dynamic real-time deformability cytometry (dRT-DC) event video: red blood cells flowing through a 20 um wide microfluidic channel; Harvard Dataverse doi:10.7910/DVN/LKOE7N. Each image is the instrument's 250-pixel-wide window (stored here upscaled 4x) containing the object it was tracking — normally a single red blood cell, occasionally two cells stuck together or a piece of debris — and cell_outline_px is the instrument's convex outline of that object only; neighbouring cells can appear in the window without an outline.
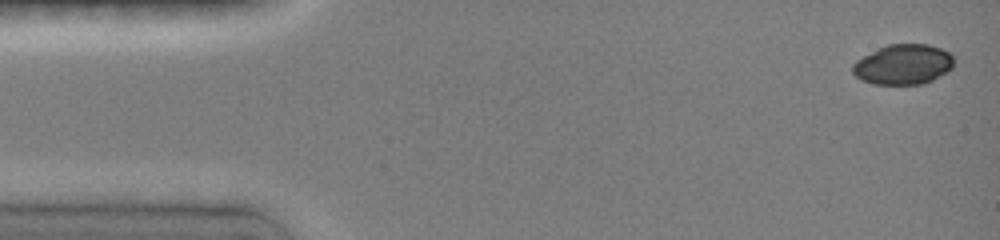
{"species": "common noctule bat (a hibernating species)", "species_latin": "Nyctalus noctula", "temperature_condition": "room temperature", "stored_images_in_passage": 12, "camera_frame_rate_fps": 3000, "um_per_image_px": 0.085, "animal": {"sex": "female", "body_mass_g": 19.0, "forearm_length_mm": 51.5}, "frame": {"image": 1, "passage_image": 1, "time_ms": 0.0, "image_size_px": [1000, 240], "cell_outline_px": [[952, 68], [932, 80], [924, 84], [872, 84], [860, 80], [852, 72], [852, 64], [856, 60], [888, 44], [928, 44], [940, 48], [948, 52], [952, 56]], "centroid_in_image_um": [76.74, 5.49], "position_along_channel_um": 8.3, "area_um2": 23.52}}
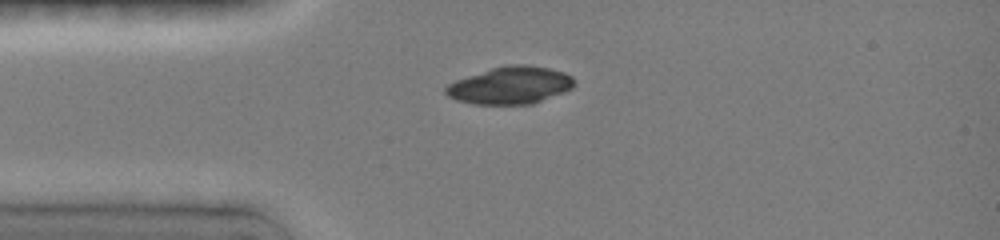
{"frame": {"image": 2, "passage_image": 11, "time_ms": 3.333, "image_size_px": [1000, 240], "cell_outline_px": [[572, 88], [564, 92], [532, 104], [472, 104], [456, 100], [448, 96], [444, 92], [444, 88], [448, 84], [456, 80], [492, 68], [512, 64], [520, 64], [548, 68], [564, 72], [572, 76]], "centroid_in_image_um": [43.35, 7.26], "position_along_channel_um": 41.7, "area_um2": 27.69}}